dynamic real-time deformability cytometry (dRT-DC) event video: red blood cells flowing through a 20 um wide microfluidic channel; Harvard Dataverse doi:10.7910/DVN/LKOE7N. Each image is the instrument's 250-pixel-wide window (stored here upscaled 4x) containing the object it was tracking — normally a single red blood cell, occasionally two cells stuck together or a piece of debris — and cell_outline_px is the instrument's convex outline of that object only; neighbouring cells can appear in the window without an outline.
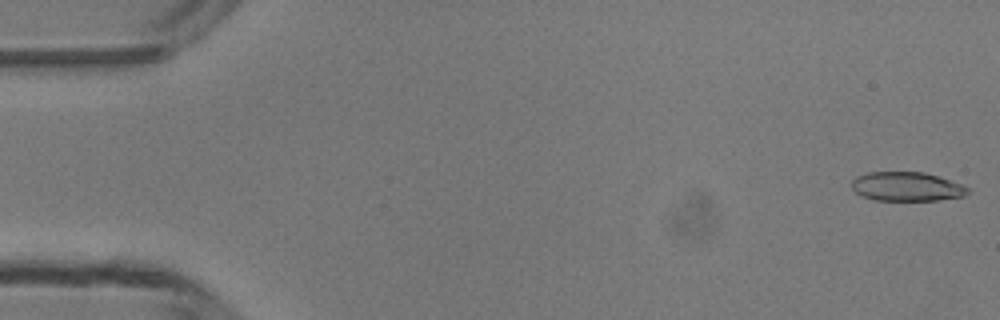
{"species": "common noctule bat (a hibernating species)", "species_latin": "Nyctalus noctula", "temperature_condition": "room temperature", "stored_images_in_passage": 6, "camera_frame_rate_fps": 3000, "um_per_image_px": 0.085, "animal": {"sex": "male", "body_mass_g": 13.3}, "frame": {"image": 1, "passage_image": 1, "time_ms": 0.0, "image_size_px": [1000, 320], "cell_outline_px": [[972, 192], [964, 196], [940, 200], [876, 200], [864, 196], [856, 192], [852, 188], [852, 180], [856, 176], [868, 172], [924, 172], [960, 184], [968, 188]], "centroid_in_image_um": [77.08, 15.86], "position_along_channel_um": 7.9, "area_um2": 19.54}}
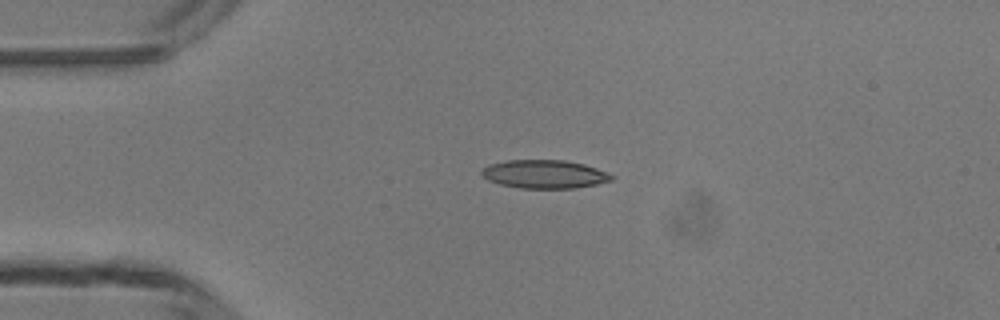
{"frame": {"image": 2, "passage_image": 4, "time_ms": 3.333, "image_size_px": [1000, 320], "cell_outline_px": [[616, 176], [612, 180], [596, 184], [576, 188], [520, 188], [500, 184], [488, 180], [480, 172], [488, 164], [508, 160], [564, 160], [584, 164], [596, 168]], "centroid_in_image_um": [46.29, 14.8], "position_along_channel_um": 38.7, "area_um2": 21.44}}
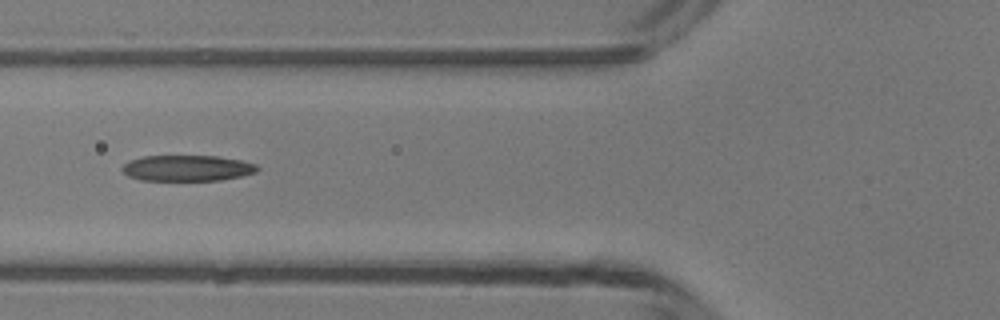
{"frame": {"image": 3, "passage_image": 6, "time_ms": 5.667, "image_size_px": [1000, 320], "cell_outline_px": [[260, 168], [256, 172], [240, 176], [220, 180], [140, 180], [128, 176], [120, 168], [128, 160], [144, 156], [216, 156], [240, 160], [256, 164]], "centroid_in_image_um": [15.89, 14.29], "position_along_channel_um": 109.9, "area_um2": 20.35}}